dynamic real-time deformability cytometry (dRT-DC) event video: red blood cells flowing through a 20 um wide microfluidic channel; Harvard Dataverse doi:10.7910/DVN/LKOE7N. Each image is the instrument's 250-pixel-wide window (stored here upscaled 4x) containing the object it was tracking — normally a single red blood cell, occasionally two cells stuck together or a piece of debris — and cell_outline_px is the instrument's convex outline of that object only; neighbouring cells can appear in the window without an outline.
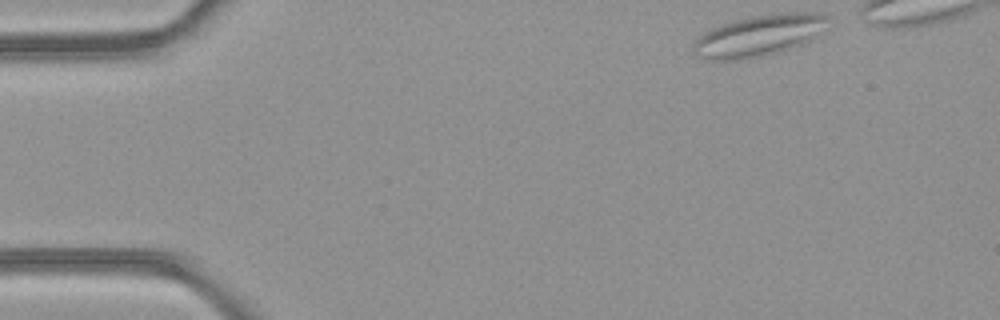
{"species": "common noctule bat (a hibernating species)", "species_latin": "Nyctalus noctula", "temperature_condition": "room temperature", "stored_images_in_passage": 38, "camera_frame_rate_fps": 3000, "um_per_image_px": 0.085, "animal": {"sex": "female", "body_mass_g": 21.9}, "frame": {"image": 1, "passage_image": 1, "time_ms": 0.0, "image_size_px": [1000, 320], "cell_outline_px": [[828, 28], [812, 40], [804, 44], [776, 52], [740, 60], [708, 60], [692, 56], [692, 48], [696, 40], [704, 32], [712, 28], [736, 20], [752, 16], [780, 12], [820, 12], [828, 16]], "centroid_in_image_um": [64.55, 3.02], "position_along_channel_um": 20.4, "area_um2": 32.77}}
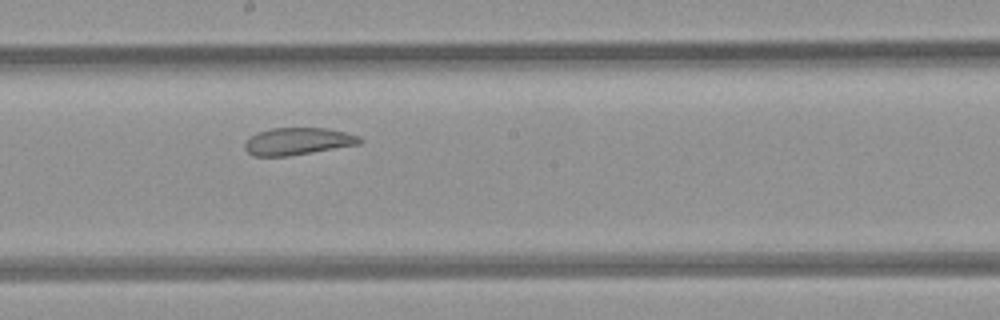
{"frame": {"image": 2, "passage_image": 22, "time_ms": 7.0, "image_size_px": [1000, 320], "cell_outline_px": [[364, 140], [360, 144], [288, 156], [252, 156], [244, 148], [244, 144], [256, 132], [272, 128], [328, 128], [360, 136]], "centroid_in_image_um": [25.32, 12.01], "position_along_channel_um": 222.9, "area_um2": 18.21}}
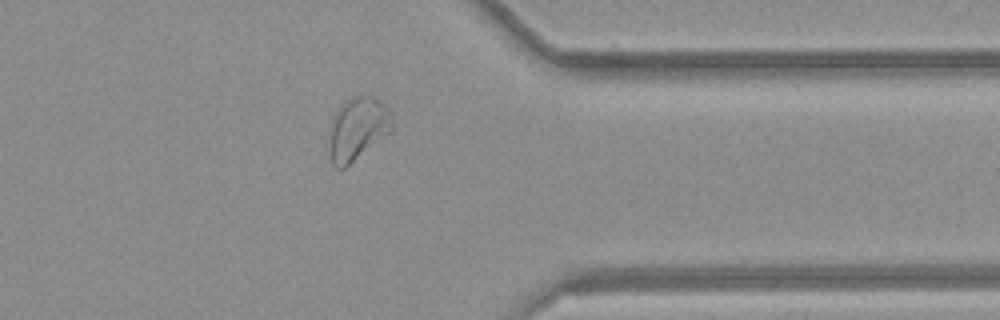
{"frame": {"image": 3, "passage_image": 34, "time_ms": 11.0, "image_size_px": [1000, 320], "cell_outline_px": [[392, 132], [344, 168], [336, 168], [332, 164], [328, 156], [328, 136], [332, 120], [336, 112], [344, 100], [352, 96], [376, 96], [388, 108], [392, 116]], "centroid_in_image_um": [30.38, 10.95], "position_along_channel_um": 381.0, "area_um2": 23.58}}